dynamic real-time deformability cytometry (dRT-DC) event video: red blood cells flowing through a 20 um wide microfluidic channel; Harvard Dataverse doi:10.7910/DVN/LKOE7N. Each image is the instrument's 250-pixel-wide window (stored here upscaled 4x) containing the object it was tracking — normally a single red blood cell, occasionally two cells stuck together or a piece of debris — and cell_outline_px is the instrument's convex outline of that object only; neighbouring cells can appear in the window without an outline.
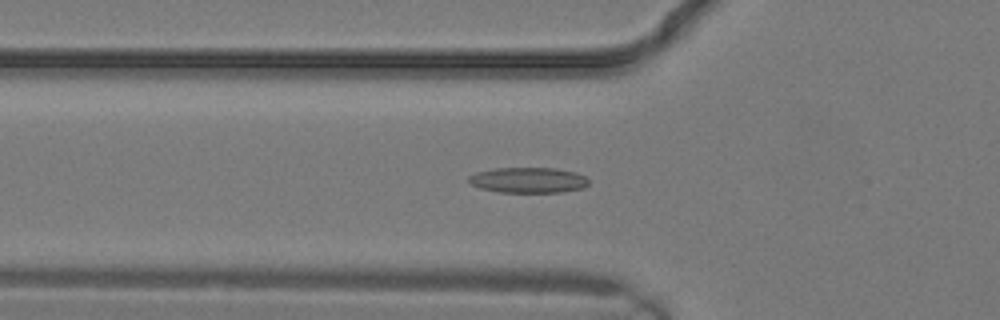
{"species": "common noctule bat (a hibernating species)", "species_latin": "Nyctalus noctula", "temperature_condition": "warm", "stored_images_in_passage": 17, "camera_frame_rate_fps": 3000, "um_per_image_px": 0.085, "animal": {"sex": "male", "body_mass_g": 19.2, "forearm_length_mm": 51.8}, "frame": {"image": 1, "passage_image": 10, "time_ms": 3.0, "image_size_px": [1000, 320], "cell_outline_px": [[588, 184], [584, 188], [560, 192], [500, 192], [480, 188], [472, 184], [468, 180], [468, 176], [476, 172], [492, 168], [556, 168], [576, 172], [584, 176], [588, 180]], "centroid_in_image_um": [44.9, 15.3], "position_along_channel_um": 80.9, "area_um2": 17.86}}
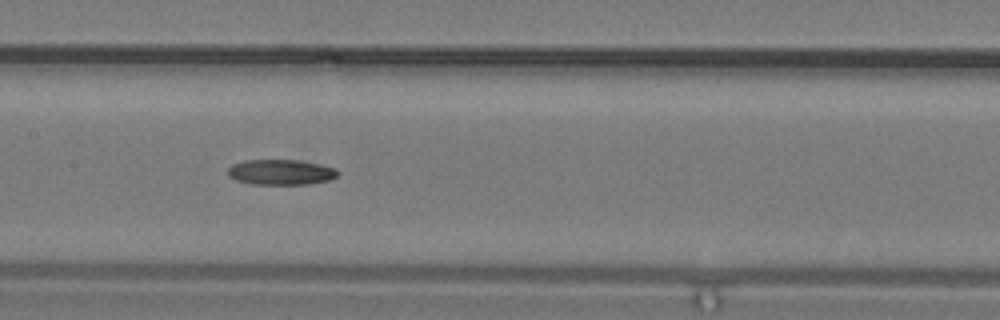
{"frame": {"image": 2, "passage_image": 14, "time_ms": 4.333, "image_size_px": [1000, 320], "cell_outline_px": [[340, 176], [332, 180], [304, 184], [252, 184], [236, 180], [228, 176], [228, 168], [232, 164], [244, 160], [300, 160], [320, 164], [336, 168], [340, 172]], "centroid_in_image_um": [23.92, 14.63], "position_along_channel_um": 183.5, "area_um2": 16.47}}
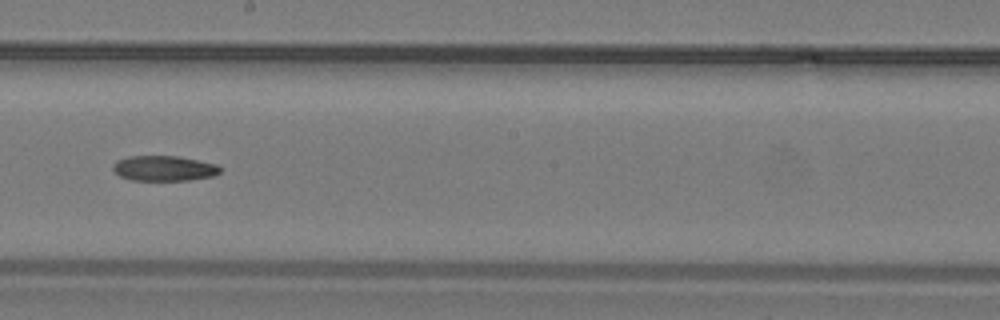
{"frame": {"image": 3, "passage_image": 16, "time_ms": 5.0, "image_size_px": [1000, 320], "cell_outline_px": [[224, 168], [216, 176], [188, 180], [132, 180], [120, 176], [112, 168], [112, 164], [116, 160], [128, 156], [176, 156], [216, 164]], "centroid_in_image_um": [13.95, 14.31], "position_along_channel_um": 234.2, "area_um2": 15.84}}